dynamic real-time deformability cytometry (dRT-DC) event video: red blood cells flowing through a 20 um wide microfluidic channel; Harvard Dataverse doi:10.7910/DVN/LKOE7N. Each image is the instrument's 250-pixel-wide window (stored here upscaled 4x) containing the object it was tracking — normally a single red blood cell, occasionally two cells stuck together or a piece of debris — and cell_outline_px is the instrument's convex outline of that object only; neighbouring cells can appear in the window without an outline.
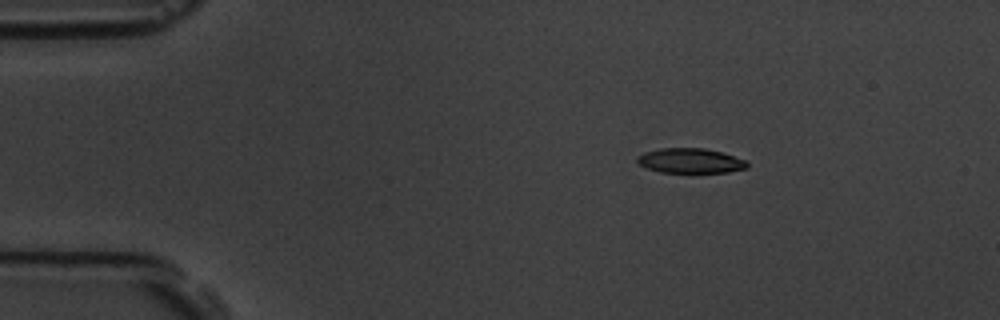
{"species": "common noctule bat (a hibernating species)", "species_latin": "Nyctalus noctula", "temperature_condition": "room temperature", "stored_images_in_passage": 3, "camera_frame_rate_fps": 3000, "um_per_image_px": 0.085, "animal": {"sex": "male", "body_mass_g": 19.5, "forearm_length_mm": 54.6}, "frame": {"image": 1, "passage_image": 1, "time_ms": 0.0, "image_size_px": [1000, 320], "cell_outline_px": [[748, 168], [728, 172], [660, 172], [648, 168], [640, 164], [636, 160], [636, 156], [644, 152], [660, 148], [704, 148], [720, 152], [744, 160], [748, 164]], "centroid_in_image_um": [58.65, 13.66], "position_along_channel_um": 26.4, "area_um2": 15.72}}